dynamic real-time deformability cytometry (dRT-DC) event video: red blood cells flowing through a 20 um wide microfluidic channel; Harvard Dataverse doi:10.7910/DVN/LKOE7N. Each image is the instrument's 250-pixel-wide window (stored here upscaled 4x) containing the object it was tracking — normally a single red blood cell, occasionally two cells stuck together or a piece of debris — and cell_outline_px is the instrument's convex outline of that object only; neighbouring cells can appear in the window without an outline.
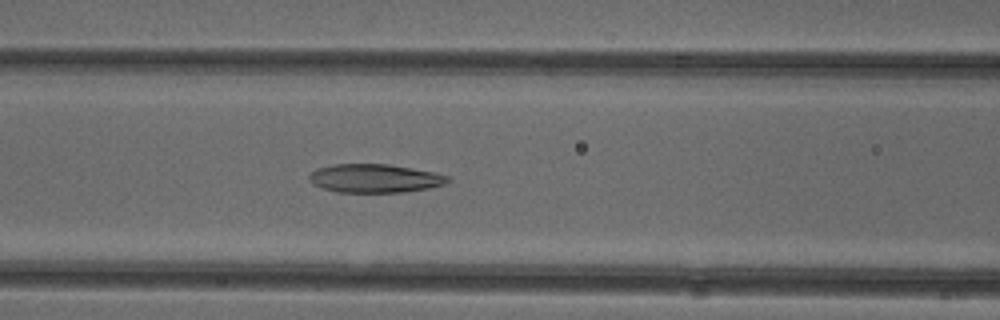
{"species": "common noctule bat (a hibernating species)", "species_latin": "Nyctalus noctula", "temperature_condition": "cold", "stored_images_in_passage": 44, "camera_frame_rate_fps": 3000, "um_per_image_px": 0.085, "animal": {"sex": "female"}, "frame": {"image": 1, "passage_image": 14, "time_ms": 4.333, "image_size_px": [1000, 320], "cell_outline_px": [[452, 180], [444, 184], [428, 188], [404, 192], [336, 192], [312, 184], [308, 180], [308, 176], [316, 168], [332, 164], [388, 164], [412, 168], [432, 172], [448, 176]], "centroid_in_image_um": [31.82, 15.16], "position_along_channel_um": 134.8, "area_um2": 23.06}}
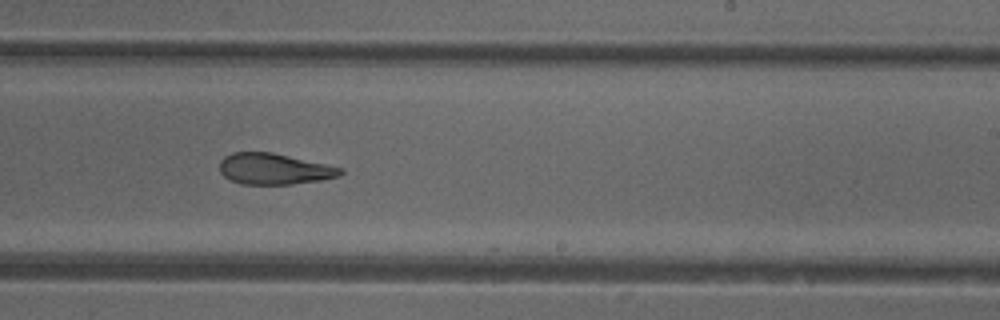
{"frame": {"image": 2, "passage_image": 24, "time_ms": 7.667, "image_size_px": [1000, 320], "cell_outline_px": [[344, 172], [340, 176], [320, 180], [292, 184], [240, 184], [224, 176], [220, 172], [220, 160], [224, 156], [232, 152], [272, 152], [344, 168]], "centroid_in_image_um": [23.31, 14.35], "position_along_channel_um": 265.7, "area_um2": 21.91}}
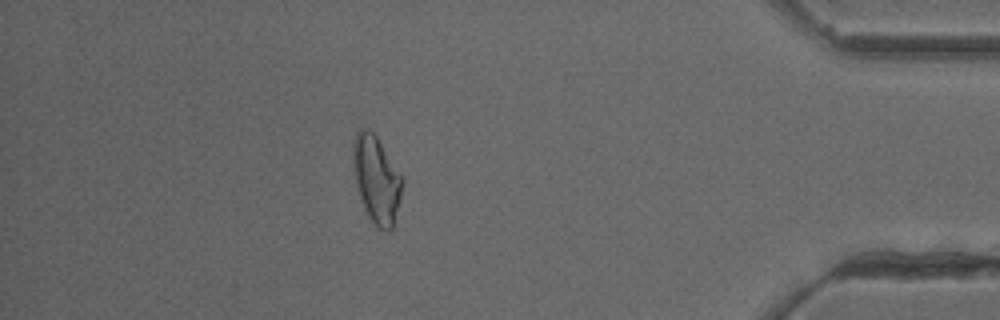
{"frame": {"image": 3, "passage_image": 38, "time_ms": 12.333, "image_size_px": [1000, 320], "cell_outline_px": [[404, 180], [392, 228], [388, 232], [384, 232], [376, 228], [368, 216], [360, 200], [356, 184], [352, 156], [352, 144], [356, 132], [360, 128], [368, 128], [376, 136]], "centroid_in_image_um": [31.97, 15.26], "position_along_channel_um": 403.2, "area_um2": 24.91}, "authors_computed_cell_mechanics": {"area_um2": 23.9292, "velocity_mm_per_s": 3.9392, "shape_relaxation_time_tau1_ms": null, "shape_relaxation_time_tau2_ms": 4.4112, "deformation_change_tau1": null, "deformation_change_tau2": 0.1304}}